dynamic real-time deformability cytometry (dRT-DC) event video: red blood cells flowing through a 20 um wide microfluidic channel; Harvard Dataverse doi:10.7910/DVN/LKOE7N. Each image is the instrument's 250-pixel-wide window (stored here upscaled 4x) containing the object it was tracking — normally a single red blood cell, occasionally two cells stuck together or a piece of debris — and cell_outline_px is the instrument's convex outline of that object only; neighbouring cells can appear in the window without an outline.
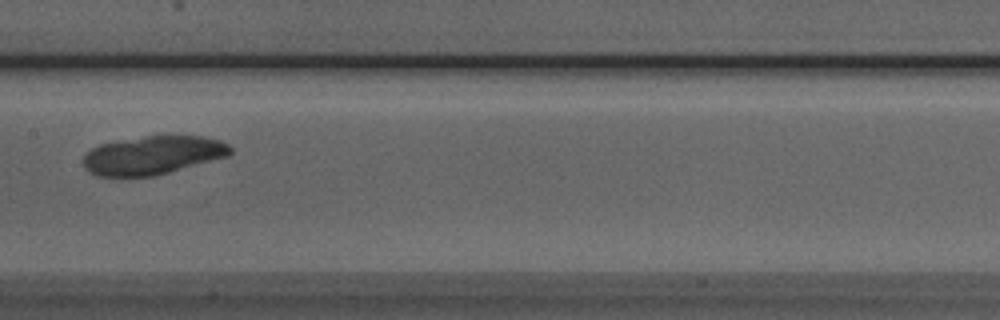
{"species": "Egyptian fruit bat (a non-hibernating species)", "species_latin": "Rousettus aegyptiacus", "temperature_condition": "room temperature", "stored_images_in_passage": 4, "camera_frame_rate_fps": 3000, "um_per_image_px": 0.085, "animal": {"sex": "male"}, "frame": {"image": 1, "passage_image": 4, "time_ms": 3.333, "image_size_px": [1000, 320], "cell_outline_px": [[232, 152], [228, 156], [156, 176], [96, 176], [88, 172], [84, 168], [84, 156], [92, 148], [100, 144], [120, 140], [144, 136], [204, 136], [220, 140], [228, 144], [232, 148]], "centroid_in_image_um": [13.0, 13.2], "position_along_channel_um": 194.4, "area_um2": 33.06}}